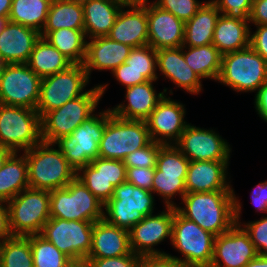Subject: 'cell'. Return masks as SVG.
<instances>
[{
    "label": "cell",
    "instance_id": "1",
    "mask_svg": "<svg viewBox=\"0 0 267 267\" xmlns=\"http://www.w3.org/2000/svg\"><path fill=\"white\" fill-rule=\"evenodd\" d=\"M181 200L176 211L215 236L235 224L234 191L185 193Z\"/></svg>",
    "mask_w": 267,
    "mask_h": 267
},
{
    "label": "cell",
    "instance_id": "2",
    "mask_svg": "<svg viewBox=\"0 0 267 267\" xmlns=\"http://www.w3.org/2000/svg\"><path fill=\"white\" fill-rule=\"evenodd\" d=\"M23 154L30 188L52 191L66 187L76 177V171L55 143L41 141Z\"/></svg>",
    "mask_w": 267,
    "mask_h": 267
},
{
    "label": "cell",
    "instance_id": "3",
    "mask_svg": "<svg viewBox=\"0 0 267 267\" xmlns=\"http://www.w3.org/2000/svg\"><path fill=\"white\" fill-rule=\"evenodd\" d=\"M107 86L108 84L96 85L60 108L46 112L41 117L42 141L55 143L61 137L70 135L94 114Z\"/></svg>",
    "mask_w": 267,
    "mask_h": 267
},
{
    "label": "cell",
    "instance_id": "4",
    "mask_svg": "<svg viewBox=\"0 0 267 267\" xmlns=\"http://www.w3.org/2000/svg\"><path fill=\"white\" fill-rule=\"evenodd\" d=\"M238 92H257L267 84V62L250 46L225 53L216 80Z\"/></svg>",
    "mask_w": 267,
    "mask_h": 267
},
{
    "label": "cell",
    "instance_id": "5",
    "mask_svg": "<svg viewBox=\"0 0 267 267\" xmlns=\"http://www.w3.org/2000/svg\"><path fill=\"white\" fill-rule=\"evenodd\" d=\"M98 113L86 119L70 135L61 137L55 142L76 172L99 157V144L106 121L110 117V108Z\"/></svg>",
    "mask_w": 267,
    "mask_h": 267
},
{
    "label": "cell",
    "instance_id": "6",
    "mask_svg": "<svg viewBox=\"0 0 267 267\" xmlns=\"http://www.w3.org/2000/svg\"><path fill=\"white\" fill-rule=\"evenodd\" d=\"M155 204L151 191L124 182L115 187L113 196L104 204L103 219L112 225L130 230L145 216L153 214Z\"/></svg>",
    "mask_w": 267,
    "mask_h": 267
},
{
    "label": "cell",
    "instance_id": "7",
    "mask_svg": "<svg viewBox=\"0 0 267 267\" xmlns=\"http://www.w3.org/2000/svg\"><path fill=\"white\" fill-rule=\"evenodd\" d=\"M215 235L180 215L175 208L171 245L182 258H175L185 267H210L213 258Z\"/></svg>",
    "mask_w": 267,
    "mask_h": 267
},
{
    "label": "cell",
    "instance_id": "8",
    "mask_svg": "<svg viewBox=\"0 0 267 267\" xmlns=\"http://www.w3.org/2000/svg\"><path fill=\"white\" fill-rule=\"evenodd\" d=\"M104 204L76 177L64 188L50 191V217L96 222L103 219Z\"/></svg>",
    "mask_w": 267,
    "mask_h": 267
},
{
    "label": "cell",
    "instance_id": "9",
    "mask_svg": "<svg viewBox=\"0 0 267 267\" xmlns=\"http://www.w3.org/2000/svg\"><path fill=\"white\" fill-rule=\"evenodd\" d=\"M41 141V117L35 109L0 104L2 146L20 153L31 149Z\"/></svg>",
    "mask_w": 267,
    "mask_h": 267
},
{
    "label": "cell",
    "instance_id": "10",
    "mask_svg": "<svg viewBox=\"0 0 267 267\" xmlns=\"http://www.w3.org/2000/svg\"><path fill=\"white\" fill-rule=\"evenodd\" d=\"M9 224L13 236H29L42 232L50 219V191L26 188L7 202Z\"/></svg>",
    "mask_w": 267,
    "mask_h": 267
},
{
    "label": "cell",
    "instance_id": "11",
    "mask_svg": "<svg viewBox=\"0 0 267 267\" xmlns=\"http://www.w3.org/2000/svg\"><path fill=\"white\" fill-rule=\"evenodd\" d=\"M150 142L145 121L123 119L110 110L99 144V157L123 161L128 154L142 149Z\"/></svg>",
    "mask_w": 267,
    "mask_h": 267
},
{
    "label": "cell",
    "instance_id": "12",
    "mask_svg": "<svg viewBox=\"0 0 267 267\" xmlns=\"http://www.w3.org/2000/svg\"><path fill=\"white\" fill-rule=\"evenodd\" d=\"M89 82L83 64H72L64 71L42 78L36 111L42 117L46 112L60 108L83 95Z\"/></svg>",
    "mask_w": 267,
    "mask_h": 267
},
{
    "label": "cell",
    "instance_id": "13",
    "mask_svg": "<svg viewBox=\"0 0 267 267\" xmlns=\"http://www.w3.org/2000/svg\"><path fill=\"white\" fill-rule=\"evenodd\" d=\"M93 222L50 217L40 233L70 259L87 258L92 246Z\"/></svg>",
    "mask_w": 267,
    "mask_h": 267
},
{
    "label": "cell",
    "instance_id": "14",
    "mask_svg": "<svg viewBox=\"0 0 267 267\" xmlns=\"http://www.w3.org/2000/svg\"><path fill=\"white\" fill-rule=\"evenodd\" d=\"M41 80L27 63L7 64L0 78V104L36 110Z\"/></svg>",
    "mask_w": 267,
    "mask_h": 267
},
{
    "label": "cell",
    "instance_id": "15",
    "mask_svg": "<svg viewBox=\"0 0 267 267\" xmlns=\"http://www.w3.org/2000/svg\"><path fill=\"white\" fill-rule=\"evenodd\" d=\"M175 146L189 161H229V142L213 129L189 123Z\"/></svg>",
    "mask_w": 267,
    "mask_h": 267
},
{
    "label": "cell",
    "instance_id": "16",
    "mask_svg": "<svg viewBox=\"0 0 267 267\" xmlns=\"http://www.w3.org/2000/svg\"><path fill=\"white\" fill-rule=\"evenodd\" d=\"M174 214L175 207H165L160 213L145 216L135 224L129 230L132 252L141 256L167 254L154 246L166 238L171 242Z\"/></svg>",
    "mask_w": 267,
    "mask_h": 267
},
{
    "label": "cell",
    "instance_id": "17",
    "mask_svg": "<svg viewBox=\"0 0 267 267\" xmlns=\"http://www.w3.org/2000/svg\"><path fill=\"white\" fill-rule=\"evenodd\" d=\"M167 96L164 95L157 103L145 122L151 141L163 145H175L189 123L184 119L185 105Z\"/></svg>",
    "mask_w": 267,
    "mask_h": 267
},
{
    "label": "cell",
    "instance_id": "18",
    "mask_svg": "<svg viewBox=\"0 0 267 267\" xmlns=\"http://www.w3.org/2000/svg\"><path fill=\"white\" fill-rule=\"evenodd\" d=\"M257 255L249 234L235 223L227 232L215 236L210 267H244Z\"/></svg>",
    "mask_w": 267,
    "mask_h": 267
},
{
    "label": "cell",
    "instance_id": "19",
    "mask_svg": "<svg viewBox=\"0 0 267 267\" xmlns=\"http://www.w3.org/2000/svg\"><path fill=\"white\" fill-rule=\"evenodd\" d=\"M153 2V3H152ZM148 18V45L156 50L183 46L185 22L154 1L146 6Z\"/></svg>",
    "mask_w": 267,
    "mask_h": 267
},
{
    "label": "cell",
    "instance_id": "20",
    "mask_svg": "<svg viewBox=\"0 0 267 267\" xmlns=\"http://www.w3.org/2000/svg\"><path fill=\"white\" fill-rule=\"evenodd\" d=\"M230 161H190L185 180L186 193L234 191L228 180Z\"/></svg>",
    "mask_w": 267,
    "mask_h": 267
},
{
    "label": "cell",
    "instance_id": "21",
    "mask_svg": "<svg viewBox=\"0 0 267 267\" xmlns=\"http://www.w3.org/2000/svg\"><path fill=\"white\" fill-rule=\"evenodd\" d=\"M157 71L189 94L203 91L202 79L187 65L183 55V46L156 50Z\"/></svg>",
    "mask_w": 267,
    "mask_h": 267
},
{
    "label": "cell",
    "instance_id": "22",
    "mask_svg": "<svg viewBox=\"0 0 267 267\" xmlns=\"http://www.w3.org/2000/svg\"><path fill=\"white\" fill-rule=\"evenodd\" d=\"M131 50L132 47L113 41L108 36L89 39L83 62L89 79L93 70L112 72L126 61Z\"/></svg>",
    "mask_w": 267,
    "mask_h": 267
},
{
    "label": "cell",
    "instance_id": "23",
    "mask_svg": "<svg viewBox=\"0 0 267 267\" xmlns=\"http://www.w3.org/2000/svg\"><path fill=\"white\" fill-rule=\"evenodd\" d=\"M155 81H147L142 84L125 88L124 102L111 108V112L117 117L127 120H143L145 121L151 112L156 108L157 103L168 94L167 89L157 93L154 87Z\"/></svg>",
    "mask_w": 267,
    "mask_h": 267
},
{
    "label": "cell",
    "instance_id": "24",
    "mask_svg": "<svg viewBox=\"0 0 267 267\" xmlns=\"http://www.w3.org/2000/svg\"><path fill=\"white\" fill-rule=\"evenodd\" d=\"M40 37L38 31L9 21L0 33V60L6 64L27 63Z\"/></svg>",
    "mask_w": 267,
    "mask_h": 267
},
{
    "label": "cell",
    "instance_id": "25",
    "mask_svg": "<svg viewBox=\"0 0 267 267\" xmlns=\"http://www.w3.org/2000/svg\"><path fill=\"white\" fill-rule=\"evenodd\" d=\"M130 8V9H129ZM122 7L108 37L132 48L148 44V18L145 7Z\"/></svg>",
    "mask_w": 267,
    "mask_h": 267
},
{
    "label": "cell",
    "instance_id": "26",
    "mask_svg": "<svg viewBox=\"0 0 267 267\" xmlns=\"http://www.w3.org/2000/svg\"><path fill=\"white\" fill-rule=\"evenodd\" d=\"M134 254L129 230L117 227L104 219L94 222L92 246L87 258H112Z\"/></svg>",
    "mask_w": 267,
    "mask_h": 267
},
{
    "label": "cell",
    "instance_id": "27",
    "mask_svg": "<svg viewBox=\"0 0 267 267\" xmlns=\"http://www.w3.org/2000/svg\"><path fill=\"white\" fill-rule=\"evenodd\" d=\"M249 24V21L221 14L214 29L212 44L222 55L249 47L251 32Z\"/></svg>",
    "mask_w": 267,
    "mask_h": 267
},
{
    "label": "cell",
    "instance_id": "28",
    "mask_svg": "<svg viewBox=\"0 0 267 267\" xmlns=\"http://www.w3.org/2000/svg\"><path fill=\"white\" fill-rule=\"evenodd\" d=\"M122 7L115 0H90L83 5L84 32L88 39L108 36Z\"/></svg>",
    "mask_w": 267,
    "mask_h": 267
},
{
    "label": "cell",
    "instance_id": "29",
    "mask_svg": "<svg viewBox=\"0 0 267 267\" xmlns=\"http://www.w3.org/2000/svg\"><path fill=\"white\" fill-rule=\"evenodd\" d=\"M220 11L211 1H205L197 13L185 22L183 46L199 47L212 44Z\"/></svg>",
    "mask_w": 267,
    "mask_h": 267
},
{
    "label": "cell",
    "instance_id": "30",
    "mask_svg": "<svg viewBox=\"0 0 267 267\" xmlns=\"http://www.w3.org/2000/svg\"><path fill=\"white\" fill-rule=\"evenodd\" d=\"M28 187L26 156L14 152L0 169V201L9 202Z\"/></svg>",
    "mask_w": 267,
    "mask_h": 267
},
{
    "label": "cell",
    "instance_id": "31",
    "mask_svg": "<svg viewBox=\"0 0 267 267\" xmlns=\"http://www.w3.org/2000/svg\"><path fill=\"white\" fill-rule=\"evenodd\" d=\"M27 64L41 79L64 71L72 65V63L44 37H40L35 43Z\"/></svg>",
    "mask_w": 267,
    "mask_h": 267
},
{
    "label": "cell",
    "instance_id": "32",
    "mask_svg": "<svg viewBox=\"0 0 267 267\" xmlns=\"http://www.w3.org/2000/svg\"><path fill=\"white\" fill-rule=\"evenodd\" d=\"M183 55L187 65L201 79H218L222 54L213 44L199 47L183 46Z\"/></svg>",
    "mask_w": 267,
    "mask_h": 267
},
{
    "label": "cell",
    "instance_id": "33",
    "mask_svg": "<svg viewBox=\"0 0 267 267\" xmlns=\"http://www.w3.org/2000/svg\"><path fill=\"white\" fill-rule=\"evenodd\" d=\"M61 28L84 29L83 6L65 0H53L46 23L40 33L45 37L50 31Z\"/></svg>",
    "mask_w": 267,
    "mask_h": 267
},
{
    "label": "cell",
    "instance_id": "34",
    "mask_svg": "<svg viewBox=\"0 0 267 267\" xmlns=\"http://www.w3.org/2000/svg\"><path fill=\"white\" fill-rule=\"evenodd\" d=\"M44 38L72 64H83L87 48L84 29L61 28L50 31Z\"/></svg>",
    "mask_w": 267,
    "mask_h": 267
},
{
    "label": "cell",
    "instance_id": "35",
    "mask_svg": "<svg viewBox=\"0 0 267 267\" xmlns=\"http://www.w3.org/2000/svg\"><path fill=\"white\" fill-rule=\"evenodd\" d=\"M53 0H12L9 21L41 33Z\"/></svg>",
    "mask_w": 267,
    "mask_h": 267
},
{
    "label": "cell",
    "instance_id": "36",
    "mask_svg": "<svg viewBox=\"0 0 267 267\" xmlns=\"http://www.w3.org/2000/svg\"><path fill=\"white\" fill-rule=\"evenodd\" d=\"M1 267H33L30 235L13 236L0 243Z\"/></svg>",
    "mask_w": 267,
    "mask_h": 267
},
{
    "label": "cell",
    "instance_id": "37",
    "mask_svg": "<svg viewBox=\"0 0 267 267\" xmlns=\"http://www.w3.org/2000/svg\"><path fill=\"white\" fill-rule=\"evenodd\" d=\"M186 176L187 174L164 173L155 167L152 193L163 198L164 207H175L177 204L172 201L173 198L179 195L182 199L186 193Z\"/></svg>",
    "mask_w": 267,
    "mask_h": 267
},
{
    "label": "cell",
    "instance_id": "38",
    "mask_svg": "<svg viewBox=\"0 0 267 267\" xmlns=\"http://www.w3.org/2000/svg\"><path fill=\"white\" fill-rule=\"evenodd\" d=\"M33 267H63L70 259L40 234L30 235Z\"/></svg>",
    "mask_w": 267,
    "mask_h": 267
},
{
    "label": "cell",
    "instance_id": "39",
    "mask_svg": "<svg viewBox=\"0 0 267 267\" xmlns=\"http://www.w3.org/2000/svg\"><path fill=\"white\" fill-rule=\"evenodd\" d=\"M76 178L80 180L103 204L113 196L115 187L91 164L82 167L76 172Z\"/></svg>",
    "mask_w": 267,
    "mask_h": 267
},
{
    "label": "cell",
    "instance_id": "40",
    "mask_svg": "<svg viewBox=\"0 0 267 267\" xmlns=\"http://www.w3.org/2000/svg\"><path fill=\"white\" fill-rule=\"evenodd\" d=\"M238 198L239 197L236 196L234 191L235 223L241 225L249 234L258 255L267 256V217H263L262 219L260 218V220L242 223L240 220V215L242 214V204Z\"/></svg>",
    "mask_w": 267,
    "mask_h": 267
},
{
    "label": "cell",
    "instance_id": "41",
    "mask_svg": "<svg viewBox=\"0 0 267 267\" xmlns=\"http://www.w3.org/2000/svg\"><path fill=\"white\" fill-rule=\"evenodd\" d=\"M125 63L135 71L142 72L149 81L158 79L156 49L148 44L132 48Z\"/></svg>",
    "mask_w": 267,
    "mask_h": 267
},
{
    "label": "cell",
    "instance_id": "42",
    "mask_svg": "<svg viewBox=\"0 0 267 267\" xmlns=\"http://www.w3.org/2000/svg\"><path fill=\"white\" fill-rule=\"evenodd\" d=\"M189 162L175 145H163L157 155L156 168L164 173L187 174Z\"/></svg>",
    "mask_w": 267,
    "mask_h": 267
},
{
    "label": "cell",
    "instance_id": "43",
    "mask_svg": "<svg viewBox=\"0 0 267 267\" xmlns=\"http://www.w3.org/2000/svg\"><path fill=\"white\" fill-rule=\"evenodd\" d=\"M90 164L99 171L114 187L126 182L127 167L122 160L98 157Z\"/></svg>",
    "mask_w": 267,
    "mask_h": 267
},
{
    "label": "cell",
    "instance_id": "44",
    "mask_svg": "<svg viewBox=\"0 0 267 267\" xmlns=\"http://www.w3.org/2000/svg\"><path fill=\"white\" fill-rule=\"evenodd\" d=\"M154 3L186 22L197 13L205 2L198 0H154Z\"/></svg>",
    "mask_w": 267,
    "mask_h": 267
},
{
    "label": "cell",
    "instance_id": "45",
    "mask_svg": "<svg viewBox=\"0 0 267 267\" xmlns=\"http://www.w3.org/2000/svg\"><path fill=\"white\" fill-rule=\"evenodd\" d=\"M162 146L163 144L161 143L151 141L142 149L128 154L123 160L125 166L138 168H155L157 155Z\"/></svg>",
    "mask_w": 267,
    "mask_h": 267
},
{
    "label": "cell",
    "instance_id": "46",
    "mask_svg": "<svg viewBox=\"0 0 267 267\" xmlns=\"http://www.w3.org/2000/svg\"><path fill=\"white\" fill-rule=\"evenodd\" d=\"M253 0H211L221 14L249 21Z\"/></svg>",
    "mask_w": 267,
    "mask_h": 267
},
{
    "label": "cell",
    "instance_id": "47",
    "mask_svg": "<svg viewBox=\"0 0 267 267\" xmlns=\"http://www.w3.org/2000/svg\"><path fill=\"white\" fill-rule=\"evenodd\" d=\"M90 267H140L141 255L128 254L112 258H87Z\"/></svg>",
    "mask_w": 267,
    "mask_h": 267
},
{
    "label": "cell",
    "instance_id": "48",
    "mask_svg": "<svg viewBox=\"0 0 267 267\" xmlns=\"http://www.w3.org/2000/svg\"><path fill=\"white\" fill-rule=\"evenodd\" d=\"M155 168L127 167L126 182L152 192Z\"/></svg>",
    "mask_w": 267,
    "mask_h": 267
},
{
    "label": "cell",
    "instance_id": "49",
    "mask_svg": "<svg viewBox=\"0 0 267 267\" xmlns=\"http://www.w3.org/2000/svg\"><path fill=\"white\" fill-rule=\"evenodd\" d=\"M115 79L125 88L149 81L142 72L135 71L127 63H123L112 72Z\"/></svg>",
    "mask_w": 267,
    "mask_h": 267
},
{
    "label": "cell",
    "instance_id": "50",
    "mask_svg": "<svg viewBox=\"0 0 267 267\" xmlns=\"http://www.w3.org/2000/svg\"><path fill=\"white\" fill-rule=\"evenodd\" d=\"M255 27L256 31L250 32V47L267 62V24Z\"/></svg>",
    "mask_w": 267,
    "mask_h": 267
},
{
    "label": "cell",
    "instance_id": "51",
    "mask_svg": "<svg viewBox=\"0 0 267 267\" xmlns=\"http://www.w3.org/2000/svg\"><path fill=\"white\" fill-rule=\"evenodd\" d=\"M140 267H185L175 258L165 255H144L141 256Z\"/></svg>",
    "mask_w": 267,
    "mask_h": 267
},
{
    "label": "cell",
    "instance_id": "52",
    "mask_svg": "<svg viewBox=\"0 0 267 267\" xmlns=\"http://www.w3.org/2000/svg\"><path fill=\"white\" fill-rule=\"evenodd\" d=\"M249 23L253 25L267 24V0L252 1Z\"/></svg>",
    "mask_w": 267,
    "mask_h": 267
},
{
    "label": "cell",
    "instance_id": "53",
    "mask_svg": "<svg viewBox=\"0 0 267 267\" xmlns=\"http://www.w3.org/2000/svg\"><path fill=\"white\" fill-rule=\"evenodd\" d=\"M251 202L257 212L267 213V180L255 186L251 193Z\"/></svg>",
    "mask_w": 267,
    "mask_h": 267
},
{
    "label": "cell",
    "instance_id": "54",
    "mask_svg": "<svg viewBox=\"0 0 267 267\" xmlns=\"http://www.w3.org/2000/svg\"><path fill=\"white\" fill-rule=\"evenodd\" d=\"M13 234L9 224V210L7 202L0 201V243L11 239Z\"/></svg>",
    "mask_w": 267,
    "mask_h": 267
},
{
    "label": "cell",
    "instance_id": "55",
    "mask_svg": "<svg viewBox=\"0 0 267 267\" xmlns=\"http://www.w3.org/2000/svg\"><path fill=\"white\" fill-rule=\"evenodd\" d=\"M254 105L259 117L267 123V84L256 92Z\"/></svg>",
    "mask_w": 267,
    "mask_h": 267
},
{
    "label": "cell",
    "instance_id": "56",
    "mask_svg": "<svg viewBox=\"0 0 267 267\" xmlns=\"http://www.w3.org/2000/svg\"><path fill=\"white\" fill-rule=\"evenodd\" d=\"M121 7H145L151 2L149 0H115ZM150 2V3H149Z\"/></svg>",
    "mask_w": 267,
    "mask_h": 267
},
{
    "label": "cell",
    "instance_id": "57",
    "mask_svg": "<svg viewBox=\"0 0 267 267\" xmlns=\"http://www.w3.org/2000/svg\"><path fill=\"white\" fill-rule=\"evenodd\" d=\"M63 267H90L87 258L69 259Z\"/></svg>",
    "mask_w": 267,
    "mask_h": 267
},
{
    "label": "cell",
    "instance_id": "58",
    "mask_svg": "<svg viewBox=\"0 0 267 267\" xmlns=\"http://www.w3.org/2000/svg\"><path fill=\"white\" fill-rule=\"evenodd\" d=\"M244 267H267V256L257 255L250 260Z\"/></svg>",
    "mask_w": 267,
    "mask_h": 267
},
{
    "label": "cell",
    "instance_id": "59",
    "mask_svg": "<svg viewBox=\"0 0 267 267\" xmlns=\"http://www.w3.org/2000/svg\"><path fill=\"white\" fill-rule=\"evenodd\" d=\"M12 5V0H0V16L8 17Z\"/></svg>",
    "mask_w": 267,
    "mask_h": 267
},
{
    "label": "cell",
    "instance_id": "60",
    "mask_svg": "<svg viewBox=\"0 0 267 267\" xmlns=\"http://www.w3.org/2000/svg\"><path fill=\"white\" fill-rule=\"evenodd\" d=\"M14 152L0 144V169L3 167L6 160L13 154Z\"/></svg>",
    "mask_w": 267,
    "mask_h": 267
},
{
    "label": "cell",
    "instance_id": "61",
    "mask_svg": "<svg viewBox=\"0 0 267 267\" xmlns=\"http://www.w3.org/2000/svg\"><path fill=\"white\" fill-rule=\"evenodd\" d=\"M9 22V18L8 17H3L0 16V33L2 32V30L5 28L6 24Z\"/></svg>",
    "mask_w": 267,
    "mask_h": 267
},
{
    "label": "cell",
    "instance_id": "62",
    "mask_svg": "<svg viewBox=\"0 0 267 267\" xmlns=\"http://www.w3.org/2000/svg\"><path fill=\"white\" fill-rule=\"evenodd\" d=\"M71 3L79 4V5H84L85 3L89 2L90 0H65Z\"/></svg>",
    "mask_w": 267,
    "mask_h": 267
},
{
    "label": "cell",
    "instance_id": "63",
    "mask_svg": "<svg viewBox=\"0 0 267 267\" xmlns=\"http://www.w3.org/2000/svg\"><path fill=\"white\" fill-rule=\"evenodd\" d=\"M7 64L3 61L0 60V78H1V75L3 74V71H4V68Z\"/></svg>",
    "mask_w": 267,
    "mask_h": 267
}]
</instances>
